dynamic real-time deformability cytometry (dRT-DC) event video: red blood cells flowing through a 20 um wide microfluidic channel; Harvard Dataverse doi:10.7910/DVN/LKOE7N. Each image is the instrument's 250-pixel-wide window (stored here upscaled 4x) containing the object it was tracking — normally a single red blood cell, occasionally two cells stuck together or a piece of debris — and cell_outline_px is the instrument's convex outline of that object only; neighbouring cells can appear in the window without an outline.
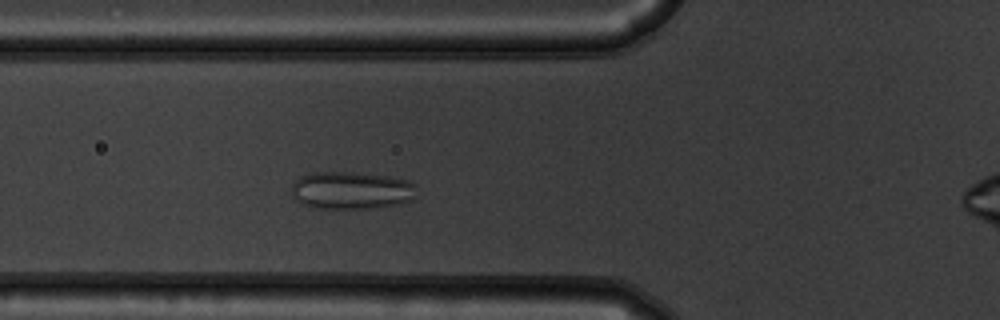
{"species": "common noctule bat (a hibernating species)", "species_latin": "Nyctalus noctula", "temperature_condition": "warm", "stored_images_in_passage": 49, "camera_frame_rate_fps": 3000, "um_per_image_px": 0.085, "animal": {"sex": "male", "body_mass_g": 19.5, "forearm_length_mm": 54.6}, "frame": {"image": 1, "passage_image": 13, "time_ms": 4.0, "image_size_px": [1000, 320], "cell_outline_px": [[416, 196], [412, 200], [400, 204], [376, 208], [312, 208], [300, 204], [292, 196], [292, 184], [300, 176], [308, 172], [356, 172], [388, 176], [408, 180], [416, 184]], "centroid_in_image_um": [29.87, 16.18], "position_along_channel_um": 95.9, "area_um2": 27.98}}
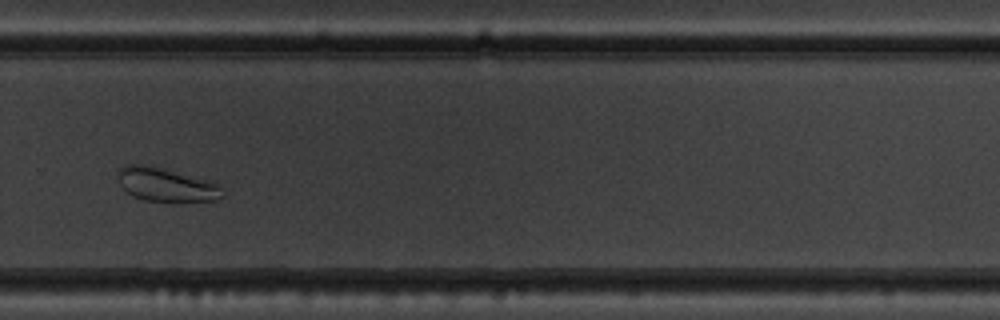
{"frame": {"image": 2, "passage_image": 31, "time_ms": 10.0, "image_size_px": [1000, 320], "cell_outline_px": [[224, 196], [216, 200], [180, 204], [172, 204], [144, 200], [132, 196], [120, 184], [116, 176], [116, 172], [124, 164], [152, 164], [212, 180], [220, 184]], "centroid_in_image_um": [14.17, 15.71], "position_along_channel_um": 315.6, "area_um2": 22.02}}
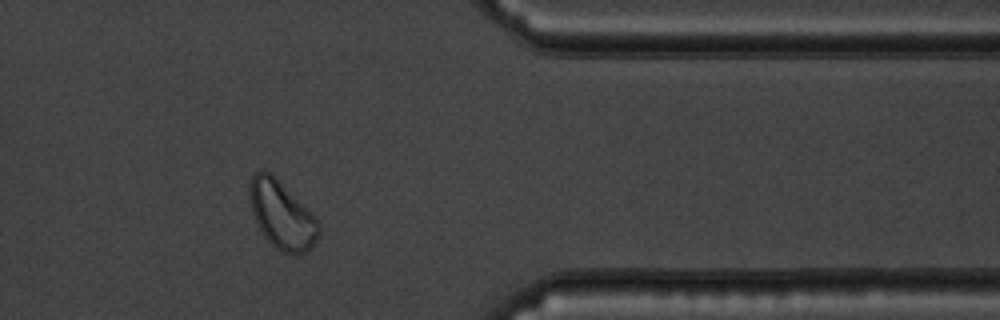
{"frame": {"image": 3, "passage_image": 38, "time_ms": 12.333, "image_size_px": [1000, 320], "cell_outline_px": [[320, 236], [308, 252], [296, 256], [280, 252], [264, 236], [252, 212], [248, 196], [248, 184], [252, 176], [256, 172], [272, 172], [276, 176], [320, 224]], "centroid_in_image_um": [23.95, 18.3], "position_along_channel_um": 387.5, "area_um2": 27.34}}